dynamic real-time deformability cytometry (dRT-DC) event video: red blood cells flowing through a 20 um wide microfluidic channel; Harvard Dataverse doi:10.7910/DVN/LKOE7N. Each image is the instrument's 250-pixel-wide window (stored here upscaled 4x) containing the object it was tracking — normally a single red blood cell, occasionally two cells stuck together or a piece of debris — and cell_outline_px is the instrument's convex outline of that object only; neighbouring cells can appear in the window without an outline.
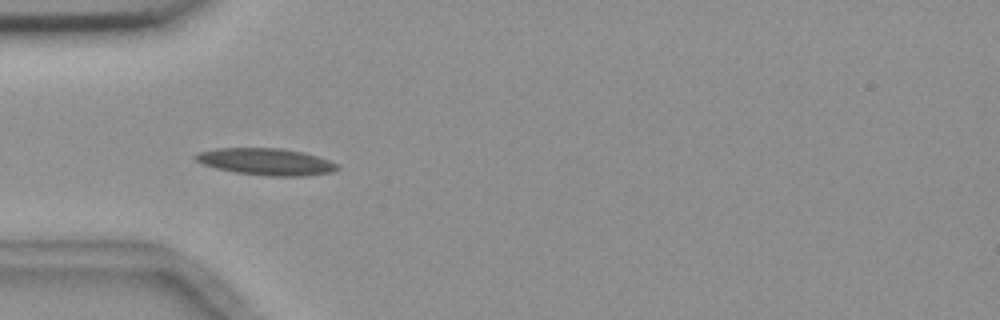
{"species": "common noctule bat (a hibernating species)", "species_latin": "Nyctalus noctula", "temperature_condition": "room temperature", "stored_images_in_passage": 6, "camera_frame_rate_fps": 3000, "um_per_image_px": 0.085, "animal": {"sex": "female", "body_mass_g": 18.4}, "frame": {"image": 1, "passage_image": 5, "time_ms": 5.333, "image_size_px": [1000, 320], "cell_outline_px": [[340, 168], [332, 172], [308, 176], [268, 176], [236, 172], [216, 168], [204, 164], [196, 160], [192, 156], [196, 152], [216, 148], [284, 148], [304, 152], [340, 164]], "centroid_in_image_um": [22.64, 13.74], "position_along_channel_um": 62.4, "area_um2": 22.37}}